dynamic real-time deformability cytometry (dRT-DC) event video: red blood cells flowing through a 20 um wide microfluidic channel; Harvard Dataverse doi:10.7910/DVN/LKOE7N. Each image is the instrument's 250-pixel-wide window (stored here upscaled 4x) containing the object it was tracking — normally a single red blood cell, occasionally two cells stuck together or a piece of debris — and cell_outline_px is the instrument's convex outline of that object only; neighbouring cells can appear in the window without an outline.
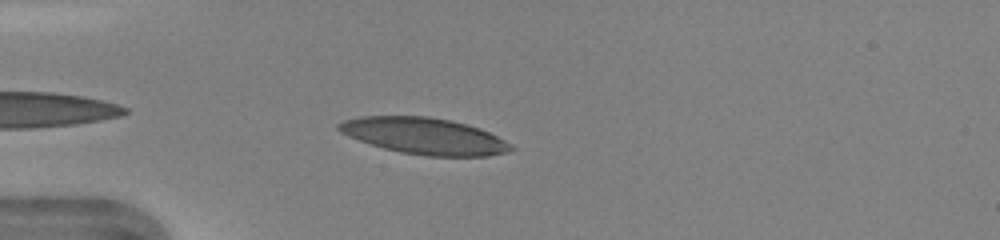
{"species": "human", "species_latin": "Homo sapiens", "temperature_condition": "warm", "stored_images_in_passage": 33, "camera_frame_rate_fps": 3000, "um_per_image_px": 0.085, "donor": {"sex": "female"}, "frame": {"image": 1, "passage_image": 3, "time_ms": 0.667, "image_size_px": [1000, 240], "cell_outline_px": [[516, 148], [508, 152], [488, 156], [428, 156], [400, 152], [384, 148], [348, 136], [340, 132], [336, 128], [336, 124], [344, 120], [360, 116], [428, 116], [448, 120], [480, 128], [504, 140]], "centroid_in_image_um": [36.05, 11.56], "position_along_channel_um": 49.0, "area_um2": 36.36}}
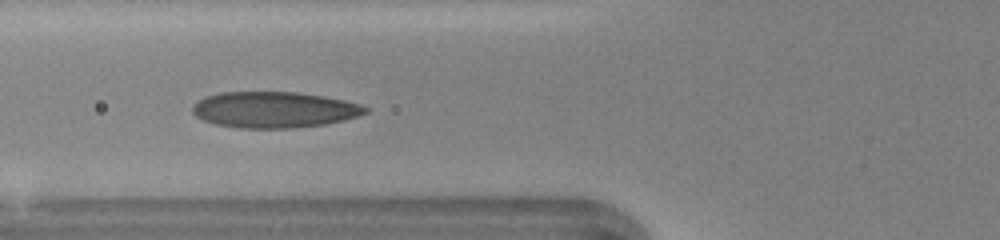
{"frame": {"image": 2, "passage_image": 8, "time_ms": 2.333, "image_size_px": [1000, 240], "cell_outline_px": [[368, 112], [344, 120], [324, 124], [292, 128], [240, 128], [216, 124], [204, 120], [196, 116], [192, 112], [192, 108], [200, 100], [208, 96], [220, 92], [296, 92], [324, 96], [344, 100], [360, 104], [368, 108]], "centroid_in_image_um": [23.32, 9.32], "position_along_channel_um": 102.5, "area_um2": 36.07}}
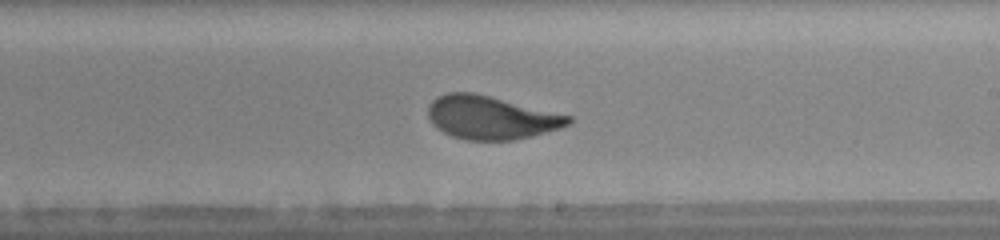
{"frame": {"image": 3, "passage_image": 18, "time_ms": 5.667, "image_size_px": [1000, 240], "cell_outline_px": [[572, 120], [568, 124], [560, 128], [532, 136], [512, 140], [464, 140], [452, 136], [444, 132], [432, 124], [428, 116], [428, 104], [436, 96], [448, 92], [476, 92], [572, 116]], "centroid_in_image_um": [41.7, 9.98], "position_along_channel_um": 247.3, "area_um2": 35.6}, "authors_computed_cell_mechanics": {"area_um2": 35.8938, "velocity_mm_per_s": 4.3365, "shape_relaxation_time_tau1_ms": 3.8818, "shape_relaxation_time_tau2_ms": null, "deformation_change_tau1": 0.1802, "deformation_change_tau2": null}}